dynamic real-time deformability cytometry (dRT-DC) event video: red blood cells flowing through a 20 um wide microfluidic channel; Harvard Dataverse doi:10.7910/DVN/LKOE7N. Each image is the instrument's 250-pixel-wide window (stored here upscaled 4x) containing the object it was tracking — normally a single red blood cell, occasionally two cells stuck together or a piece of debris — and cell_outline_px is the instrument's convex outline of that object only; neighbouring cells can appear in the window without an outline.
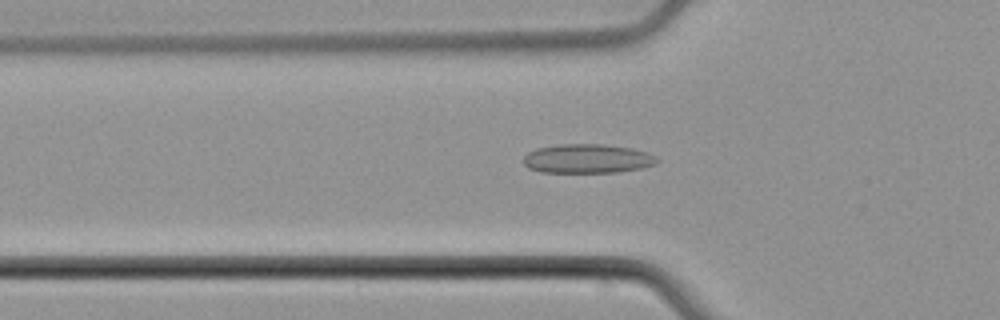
{"species": "common noctule bat (a hibernating species)", "species_latin": "Nyctalus noctula", "temperature_condition": "cold", "stored_images_in_passage": 46, "camera_frame_rate_fps": 3000, "um_per_image_px": 0.085, "animal": {"sex": "male", "body_mass_g": 21.5, "forearm_length_mm": 52.0}, "frame": {"image": 1, "passage_image": 10, "time_ms": 3.0, "image_size_px": [1000, 320], "cell_outline_px": [[660, 160], [652, 164], [640, 168], [620, 172], [540, 172], [528, 168], [524, 164], [524, 156], [528, 152], [536, 148], [560, 144], [600, 144], [632, 148], [644, 152]], "centroid_in_image_um": [49.86, 13.48], "position_along_channel_um": 75.9, "area_um2": 22.43}}
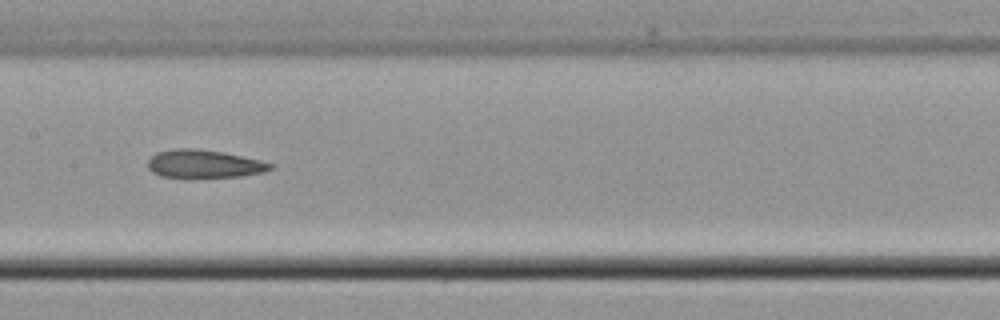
{"frame": {"image": 2, "passage_image": 19, "time_ms": 6.0, "image_size_px": [1000, 320], "cell_outline_px": [[272, 168], [264, 172], [240, 176], [188, 180], [160, 176], [152, 172], [148, 168], [148, 160], [156, 152], [176, 148], [196, 148], [224, 152], [260, 160], [272, 164]], "centroid_in_image_um": [17.29, 13.97], "position_along_channel_um": 190.1, "area_um2": 20.81}}
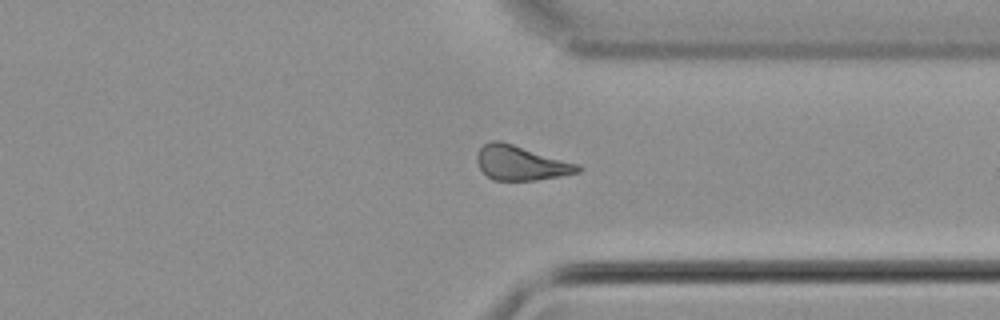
{"frame": {"image": 3, "passage_image": 33, "time_ms": 10.667, "image_size_px": [1000, 320], "cell_outline_px": [[584, 168], [580, 172], [536, 180], [492, 180], [480, 168], [476, 160], [476, 156], [480, 148], [484, 144], [492, 140], [500, 140], [580, 164]], "centroid_in_image_um": [44.29, 13.84], "position_along_channel_um": 367.1, "area_um2": 20.35}, "authors_computed_cell_mechanics": {"area_um2": 20.6057, "velocity_mm_per_s": 3.7987, "shape_relaxation_time_tau1_ms": null, "shape_relaxation_time_tau2_ms": 3.8357, "deformation_change_tau1": null, "deformation_change_tau2": 0.113}}